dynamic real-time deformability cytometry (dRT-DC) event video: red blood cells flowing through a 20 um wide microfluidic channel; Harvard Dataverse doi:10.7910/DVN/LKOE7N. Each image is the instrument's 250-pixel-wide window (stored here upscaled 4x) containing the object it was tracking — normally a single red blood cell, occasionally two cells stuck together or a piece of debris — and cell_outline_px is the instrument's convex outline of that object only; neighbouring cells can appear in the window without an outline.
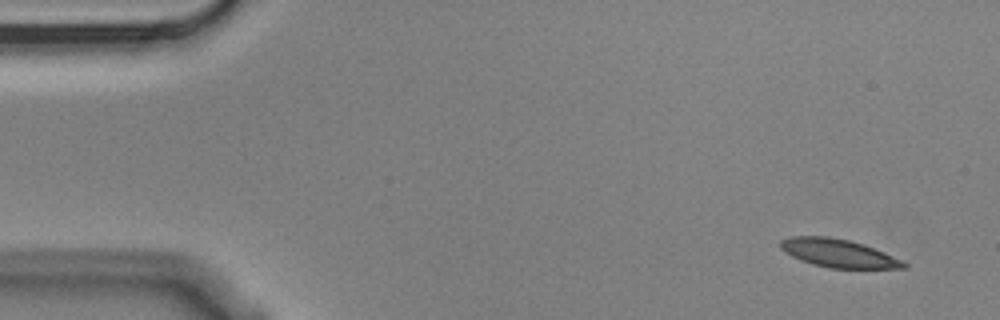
{"species": "Egyptian fruit bat (a non-hibernating species)", "species_latin": "Rousettus aegyptiacus", "temperature_condition": "cold", "stored_images_in_passage": 8, "camera_frame_rate_fps": 3000, "um_per_image_px": 0.085, "animal": {"sex": "male"}, "frame": {"image": 1, "passage_image": 1, "time_ms": 0.0, "image_size_px": [1000, 320], "cell_outline_px": [[908, 268], [828, 268], [812, 264], [800, 260], [792, 256], [780, 248], [780, 240], [792, 236], [828, 236], [848, 240], [864, 244], [904, 260], [908, 264]], "centroid_in_image_um": [71.28, 21.52], "position_along_channel_um": 13.7, "area_um2": 20.35}}
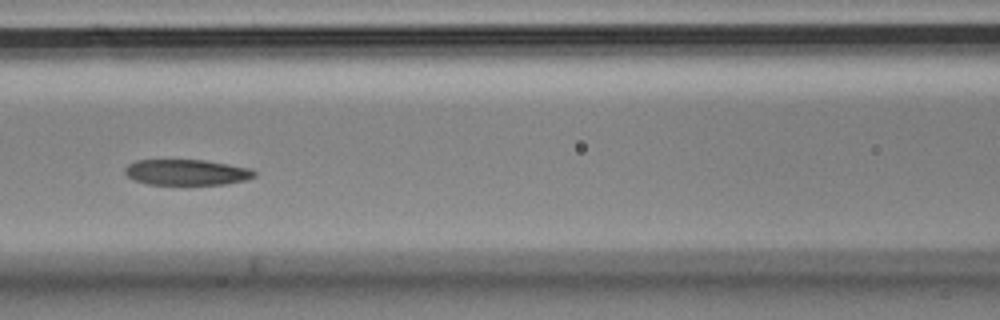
{"frame": {"image": 2, "passage_image": 7, "time_ms": 2.0, "image_size_px": [1000, 320], "cell_outline_px": [[256, 176], [244, 180], [224, 184], [148, 184], [136, 180], [128, 176], [124, 172], [124, 168], [128, 164], [136, 160], [204, 160], [252, 168], [256, 172]], "centroid_in_image_um": [15.88, 14.63], "position_along_channel_um": 150.7, "area_um2": 19.31}}
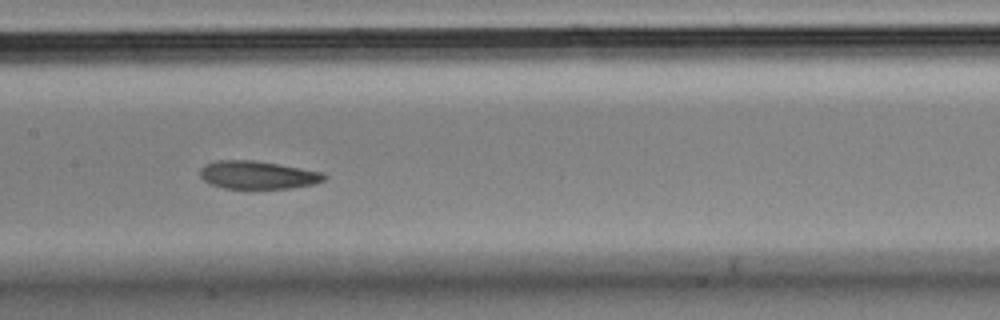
{"frame": {"image": 3, "passage_image": 8, "time_ms": 2.333, "image_size_px": [1000, 320], "cell_outline_px": [[328, 176], [324, 180], [312, 184], [292, 188], [224, 188], [212, 184], [204, 180], [200, 176], [200, 168], [216, 160], [252, 160], [324, 172]], "centroid_in_image_um": [21.92, 14.87], "position_along_channel_um": 185.5, "area_um2": 20.0}}